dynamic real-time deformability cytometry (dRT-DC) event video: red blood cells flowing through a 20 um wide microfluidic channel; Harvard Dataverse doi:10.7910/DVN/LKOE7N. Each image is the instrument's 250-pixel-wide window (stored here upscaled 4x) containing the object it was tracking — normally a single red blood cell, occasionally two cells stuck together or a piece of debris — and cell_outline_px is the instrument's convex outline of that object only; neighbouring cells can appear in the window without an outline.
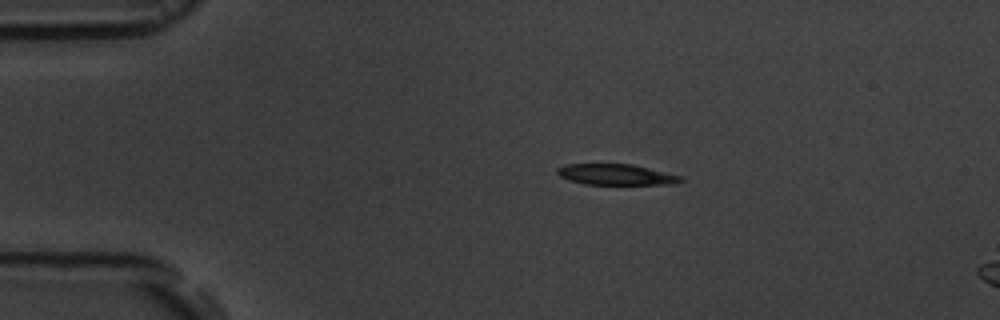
{"species": "common noctule bat (a hibernating species)", "species_latin": "Nyctalus noctula", "temperature_condition": "room temperature", "stored_images_in_passage": 3, "camera_frame_rate_fps": 3000, "um_per_image_px": 0.085, "animal": {"sex": "male", "body_mass_g": 19.5, "forearm_length_mm": 54.6}, "frame": {"image": 1, "passage_image": 1, "time_ms": 0.0, "image_size_px": [1000, 320], "cell_outline_px": [[684, 180], [668, 184], [584, 184], [568, 180], [560, 176], [556, 172], [556, 168], [564, 164], [632, 164], [684, 176]], "centroid_in_image_um": [52.34, 14.83], "position_along_channel_um": 32.7, "area_um2": 15.03}}